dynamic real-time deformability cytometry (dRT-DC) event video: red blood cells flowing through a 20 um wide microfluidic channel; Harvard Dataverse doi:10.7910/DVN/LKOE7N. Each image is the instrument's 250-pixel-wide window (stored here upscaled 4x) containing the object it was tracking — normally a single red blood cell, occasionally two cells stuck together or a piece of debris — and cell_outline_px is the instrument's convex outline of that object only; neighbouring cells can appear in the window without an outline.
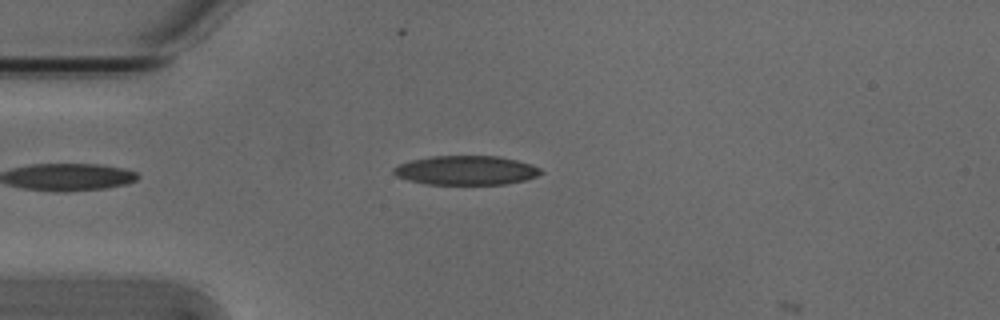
{"species": "Egyptian fruit bat (a non-hibernating species)", "species_latin": "Rousettus aegyptiacus", "temperature_condition": "cold", "stored_images_in_passage": 4, "camera_frame_rate_fps": 3000, "um_per_image_px": 0.085, "animal": {"sex": "male"}, "frame": {"image": 1, "passage_image": 3, "time_ms": 0.667, "image_size_px": [1000, 320], "cell_outline_px": [[544, 172], [536, 176], [524, 180], [504, 184], [428, 184], [408, 180], [396, 176], [392, 172], [392, 168], [400, 164], [412, 160], [432, 156], [500, 156], [532, 164], [540, 168]], "centroid_in_image_um": [39.62, 14.47], "position_along_channel_um": 45.4, "area_um2": 24.97}}